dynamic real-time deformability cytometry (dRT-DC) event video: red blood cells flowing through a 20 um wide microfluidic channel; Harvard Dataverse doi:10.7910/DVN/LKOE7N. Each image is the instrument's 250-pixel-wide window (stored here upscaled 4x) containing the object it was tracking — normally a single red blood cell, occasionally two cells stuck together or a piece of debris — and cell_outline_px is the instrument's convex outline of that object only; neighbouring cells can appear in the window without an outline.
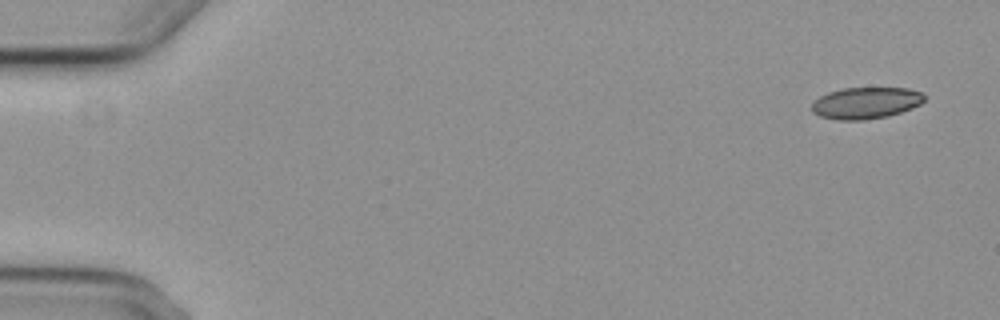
{"species": "common noctule bat (a hibernating species)", "species_latin": "Nyctalus noctula", "temperature_condition": "cold", "stored_images_in_passage": 3, "camera_frame_rate_fps": 3000, "um_per_image_px": 0.085, "animal": {"sex": "female", "body_mass_g": 29.2, "forearm_length_mm": 56.3}, "frame": {"image": 1, "passage_image": 1, "time_ms": 0.0, "image_size_px": [1000, 320], "cell_outline_px": [[924, 100], [920, 104], [912, 108], [888, 116], [864, 120], [836, 120], [820, 116], [812, 112], [812, 104], [820, 96], [828, 92], [844, 88], [908, 88], [924, 92]], "centroid_in_image_um": [73.61, 8.75], "position_along_channel_um": 11.4, "area_um2": 20.75}}